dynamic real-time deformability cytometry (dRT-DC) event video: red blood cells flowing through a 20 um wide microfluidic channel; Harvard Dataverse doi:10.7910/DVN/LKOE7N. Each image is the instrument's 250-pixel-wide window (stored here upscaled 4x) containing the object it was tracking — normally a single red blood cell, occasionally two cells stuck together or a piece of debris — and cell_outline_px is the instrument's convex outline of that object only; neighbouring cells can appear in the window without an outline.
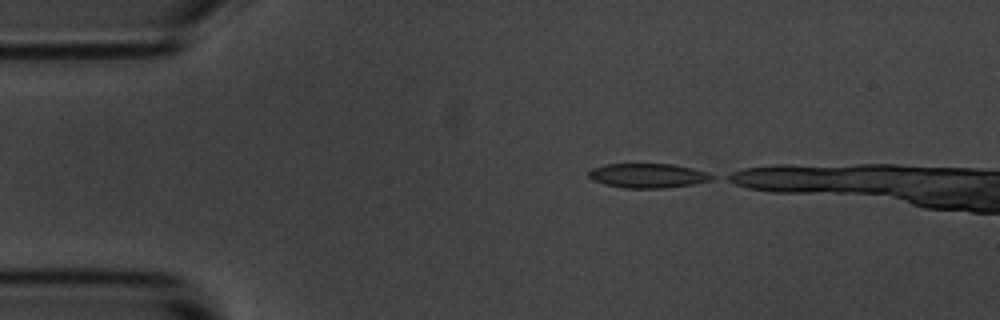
{"species": "common noctule bat (a hibernating species)", "species_latin": "Nyctalus noctula", "temperature_condition": "room temperature", "stored_images_in_passage": 5, "camera_frame_rate_fps": 3000, "um_per_image_px": 0.085, "animal": {"sex": "male", "body_mass_g": 20.1, "forearm_length_mm": 53.5}, "frame": {"image": 1, "passage_image": 1, "time_ms": 0.0, "image_size_px": [1000, 320], "cell_outline_px": [[716, 176], [712, 180], [692, 184], [660, 188], [624, 188], [604, 184], [592, 180], [588, 176], [588, 172], [592, 168], [604, 164], [672, 164], [692, 168], [708, 172]], "centroid_in_image_um": [55.06, 14.92], "position_along_channel_um": 29.9, "area_um2": 17.57}}